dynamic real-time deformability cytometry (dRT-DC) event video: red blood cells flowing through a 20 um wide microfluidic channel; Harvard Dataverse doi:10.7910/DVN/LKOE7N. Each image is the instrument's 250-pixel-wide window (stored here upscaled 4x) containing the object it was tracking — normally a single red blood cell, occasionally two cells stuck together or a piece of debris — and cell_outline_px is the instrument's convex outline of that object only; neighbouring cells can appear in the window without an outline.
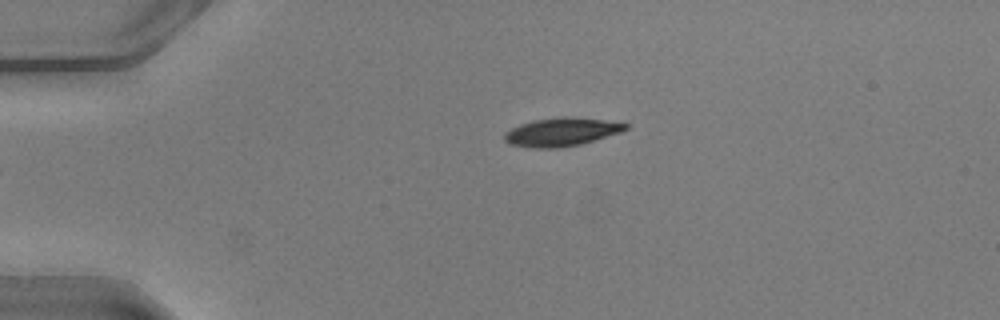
{"species": "common noctule bat (a hibernating species)", "species_latin": "Nyctalus noctula", "temperature_condition": "warm", "stored_images_in_passage": 33, "camera_frame_rate_fps": 3000, "um_per_image_px": 0.085, "animal": {"sex": "male", "body_mass_g": 20.5, "forearm_length_mm": 52.5}, "frame": {"image": 1, "passage_image": 1, "time_ms": 0.0, "image_size_px": [1000, 320], "cell_outline_px": [[628, 128], [620, 132], [580, 144], [556, 148], [536, 148], [512, 144], [504, 140], [504, 136], [512, 128], [520, 124], [532, 120], [560, 116], [572, 116], [604, 120], [628, 124]], "centroid_in_image_um": [47.73, 11.2], "position_along_channel_um": 37.3, "area_um2": 19.77}}
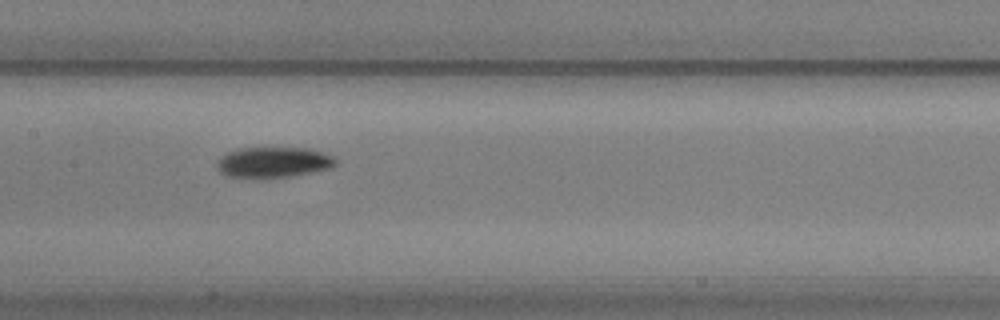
{"frame": {"image": 2, "passage_image": 15, "time_ms": 4.667, "image_size_px": [1000, 320], "cell_outline_px": [[336, 164], [332, 168], [292, 176], [228, 176], [220, 172], [216, 168], [216, 164], [220, 156], [236, 148], [308, 148], [332, 156], [336, 160]], "centroid_in_image_um": [23.23, 13.77], "position_along_channel_um": 184.2, "area_um2": 20.75}}
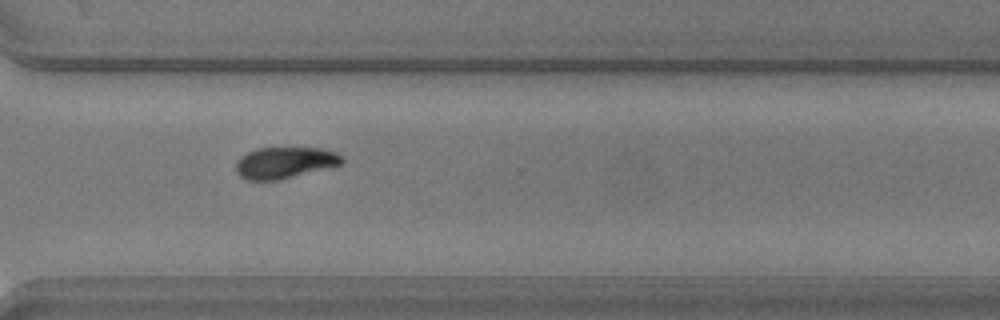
{"frame": {"image": 3, "passage_image": 27, "time_ms": 8.667, "image_size_px": [1000, 320], "cell_outline_px": [[344, 164], [280, 180], [248, 180], [240, 176], [236, 172], [236, 160], [248, 152], [256, 148], [320, 148], [336, 152], [344, 156]], "centroid_in_image_um": [24.24, 13.83], "position_along_channel_um": 346.4, "area_um2": 19.59}, "authors_computed_cell_mechanics": {"area_um2": 20.6924, "velocity_mm_per_s": 4.0672, "shape_relaxation_time_tau1_ms": 2.7621, "shape_relaxation_time_tau2_ms": null, "deformation_change_tau1": 0.1167, "deformation_change_tau2": null}}